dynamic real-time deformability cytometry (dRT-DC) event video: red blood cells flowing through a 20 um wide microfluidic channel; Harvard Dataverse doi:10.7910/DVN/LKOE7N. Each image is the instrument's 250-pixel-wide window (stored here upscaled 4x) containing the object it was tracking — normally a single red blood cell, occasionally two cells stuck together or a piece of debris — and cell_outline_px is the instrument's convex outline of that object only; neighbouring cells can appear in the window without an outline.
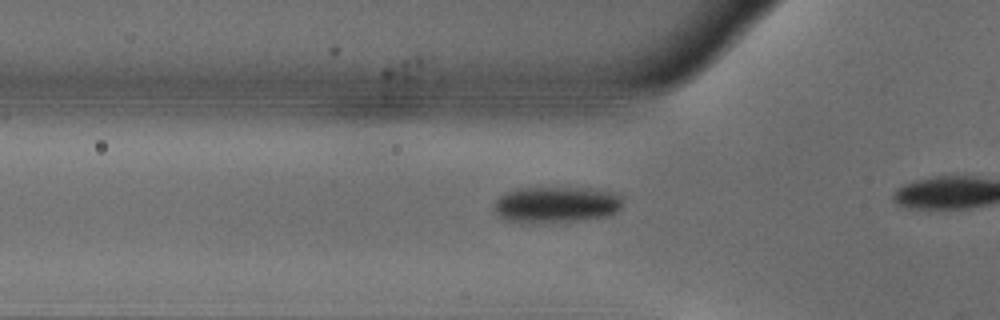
{"species": "common noctule bat (a hibernating species)", "species_latin": "Nyctalus noctula", "temperature_condition": "warm", "stored_images_in_passage": 9, "camera_frame_rate_fps": 3000, "um_per_image_px": 0.085, "animal": {"sex": "male", "body_mass_g": 18.8}, "frame": {"image": 1, "passage_image": 4, "time_ms": 1.0, "image_size_px": [1000, 320], "cell_outline_px": [[620, 208], [616, 212], [604, 216], [576, 220], [504, 220], [492, 208], [492, 204], [504, 192], [516, 188], [588, 188], [612, 192], [620, 196]], "centroid_in_image_um": [47.23, 17.34], "position_along_channel_um": 78.6, "area_um2": 26.13}}
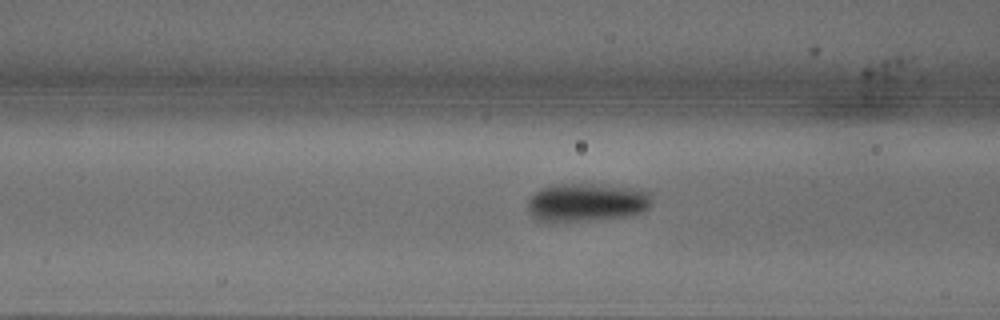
{"frame": {"image": 2, "passage_image": 7, "time_ms": 2.0, "image_size_px": [1000, 320], "cell_outline_px": [[652, 204], [644, 212], [628, 216], [600, 220], [552, 224], [544, 224], [536, 220], [532, 216], [528, 208], [528, 196], [532, 192], [548, 184], [592, 184], [644, 188], [652, 192]], "centroid_in_image_um": [49.85, 17.23], "position_along_channel_um": 116.8, "area_um2": 29.36}}